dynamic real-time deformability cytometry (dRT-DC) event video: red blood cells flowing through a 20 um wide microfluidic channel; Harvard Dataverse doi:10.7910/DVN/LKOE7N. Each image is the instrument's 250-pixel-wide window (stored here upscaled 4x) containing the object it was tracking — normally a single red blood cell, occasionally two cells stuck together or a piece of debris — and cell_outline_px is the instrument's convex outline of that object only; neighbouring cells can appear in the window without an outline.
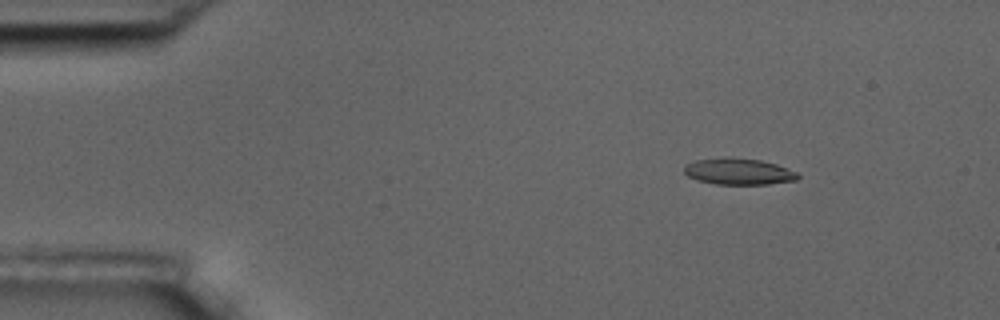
{"species": "common noctule bat (a hibernating species)", "species_latin": "Nyctalus noctula", "temperature_condition": "room temperature", "stored_images_in_passage": 7, "camera_frame_rate_fps": 3000, "um_per_image_px": 0.085, "animal": {"sex": "male", "body_mass_g": 17.5, "forearm_length_mm": 52.3}, "frame": {"image": 1, "passage_image": 3, "time_ms": 2.0, "image_size_px": [1000, 320], "cell_outline_px": [[800, 176], [796, 180], [768, 184], [716, 184], [696, 180], [688, 176], [684, 172], [684, 164], [696, 160], [724, 156], [760, 160], [776, 164], [796, 172]], "centroid_in_image_um": [62.73, 14.57], "position_along_channel_um": 22.3, "area_um2": 17.57}}